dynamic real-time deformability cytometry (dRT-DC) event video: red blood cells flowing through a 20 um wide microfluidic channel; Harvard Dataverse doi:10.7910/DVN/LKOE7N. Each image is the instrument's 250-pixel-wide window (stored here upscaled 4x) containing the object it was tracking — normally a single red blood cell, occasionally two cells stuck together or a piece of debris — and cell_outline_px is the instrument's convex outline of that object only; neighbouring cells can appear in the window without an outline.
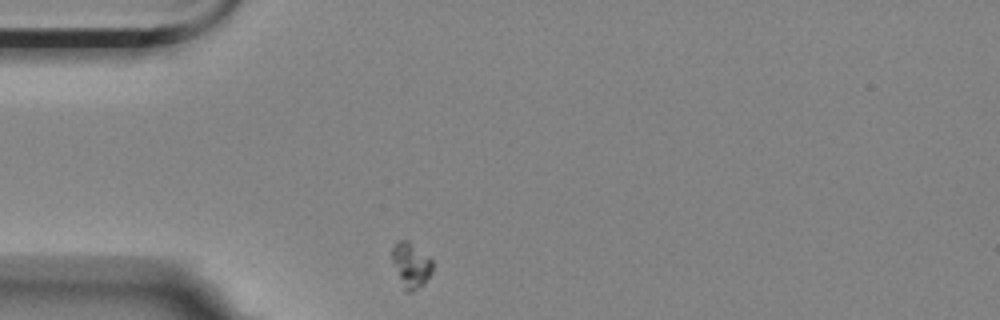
{"species": "Egyptian fruit bat (a non-hibernating species)", "species_latin": "Rousettus aegyptiacus", "temperature_condition": "room temperature", "stored_images_in_passage": 7, "camera_frame_rate_fps": 3000, "um_per_image_px": 0.085, "animal": {"sex": "female"}, "frame": {"image": 1, "passage_image": 1, "time_ms": 0.0, "image_size_px": [1000, 320], "cell_outline_px": [[432, 272], [424, 284], [412, 292], [404, 292], [392, 260], [392, 248], [396, 240], [408, 240], [432, 260]], "centroid_in_image_um": [34.92, 22.54], "position_along_channel_um": 50.1, "area_um2": 10.64}}
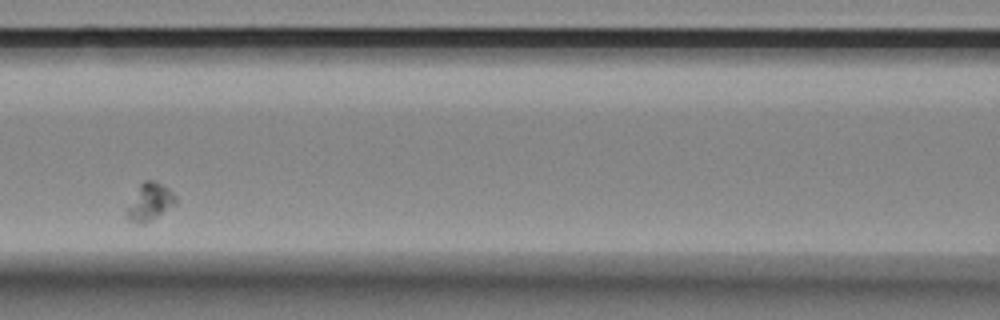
{"frame": {"image": 2, "passage_image": 4, "time_ms": 1.0, "image_size_px": [1000, 320], "cell_outline_px": [[176, 204], [144, 224], [136, 224], [128, 220], [128, 208], [140, 184], [144, 180], [156, 180], [168, 188], [176, 196]], "centroid_in_image_um": [12.76, 17.16], "position_along_channel_um": 153.8, "area_um2": 10.35}}
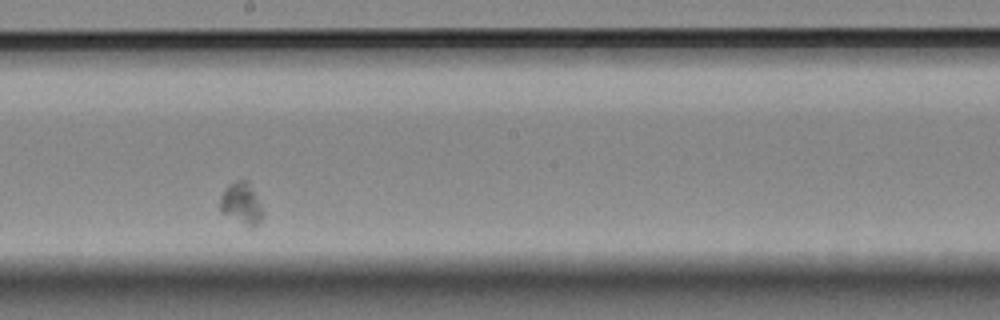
{"frame": {"image": 3, "passage_image": 6, "time_ms": 1.667, "image_size_px": [1000, 320], "cell_outline_px": [[264, 216], [252, 228], [220, 212], [220, 196], [228, 184], [240, 176], [248, 180], [264, 212]], "centroid_in_image_um": [20.51, 17.24], "position_along_channel_um": 227.7, "area_um2": 10.58}}